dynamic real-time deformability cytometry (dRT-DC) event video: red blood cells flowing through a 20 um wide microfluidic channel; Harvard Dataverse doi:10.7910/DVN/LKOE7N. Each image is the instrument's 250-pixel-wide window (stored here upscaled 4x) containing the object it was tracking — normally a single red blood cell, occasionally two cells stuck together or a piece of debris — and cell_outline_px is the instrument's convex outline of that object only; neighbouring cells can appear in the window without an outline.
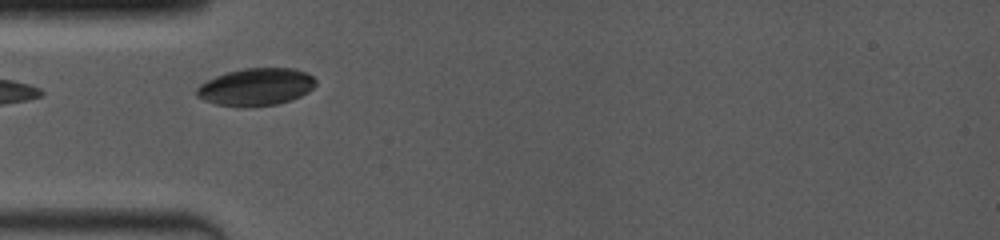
{"species": "common noctule bat (a hibernating species)", "species_latin": "Nyctalus noctula", "temperature_condition": "room temperature", "stored_images_in_passage": 3, "camera_frame_rate_fps": 4000, "um_per_image_px": 0.085, "animal": {"sex": "female", "body_mass_g": 19.0, "forearm_length_mm": 53.3}, "frame": {"image": 1, "passage_image": 1, "time_ms": 0.0, "image_size_px": [1000, 240], "cell_outline_px": [[316, 84], [308, 92], [292, 100], [276, 104], [248, 108], [240, 108], [216, 104], [204, 100], [196, 96], [196, 88], [200, 84], [216, 76], [228, 72], [244, 68], [296, 68], [312, 76], [316, 80]], "centroid_in_image_um": [21.75, 7.4], "position_along_channel_um": 63.2, "area_um2": 26.18}}